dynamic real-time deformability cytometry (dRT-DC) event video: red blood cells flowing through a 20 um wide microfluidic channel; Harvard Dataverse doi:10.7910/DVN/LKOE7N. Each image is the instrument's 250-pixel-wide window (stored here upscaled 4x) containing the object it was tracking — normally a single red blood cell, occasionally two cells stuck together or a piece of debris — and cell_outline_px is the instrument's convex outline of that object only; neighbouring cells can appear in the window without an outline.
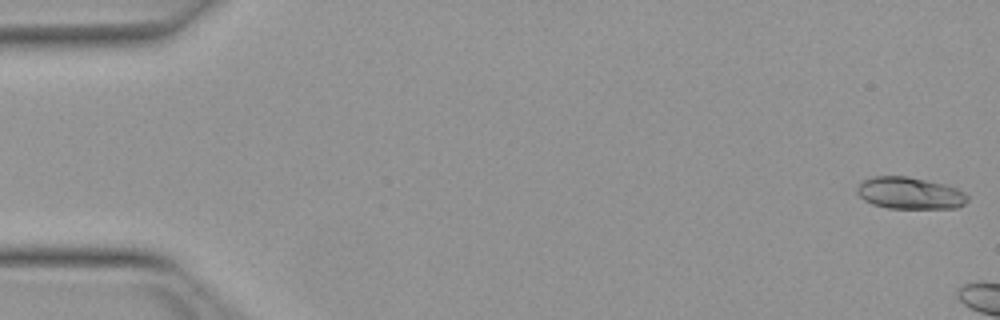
{"species": "Egyptian fruit bat (a non-hibernating species)", "species_latin": "Rousettus aegyptiacus", "temperature_condition": "warm", "stored_images_in_passage": 12, "camera_frame_rate_fps": 3000, "um_per_image_px": 0.085, "animal": {"sex": "female"}, "frame": {"image": 1, "passage_image": 1, "time_ms": 0.0, "image_size_px": [1000, 320], "cell_outline_px": [[968, 200], [964, 204], [956, 208], [888, 208], [872, 204], [864, 200], [856, 192], [856, 188], [864, 180], [872, 176], [908, 176], [944, 184], [956, 188], [964, 192], [968, 196]], "centroid_in_image_um": [77.33, 16.41], "position_along_channel_um": 7.7, "area_um2": 20.52}}